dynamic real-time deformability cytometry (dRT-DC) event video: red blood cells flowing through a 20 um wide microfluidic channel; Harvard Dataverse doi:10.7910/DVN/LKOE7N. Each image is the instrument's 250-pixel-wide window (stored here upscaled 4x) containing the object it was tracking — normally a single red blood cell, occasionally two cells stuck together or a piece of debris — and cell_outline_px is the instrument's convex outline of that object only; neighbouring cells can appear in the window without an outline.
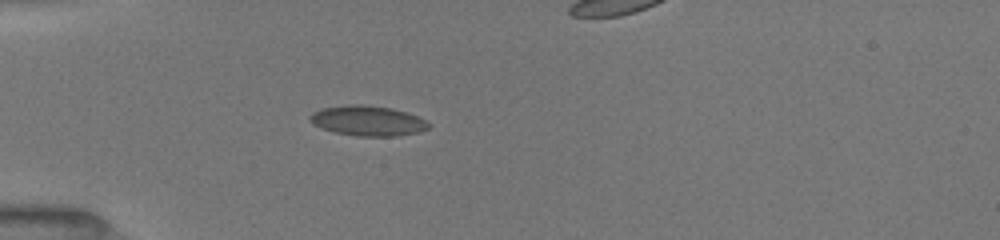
{"species": "common noctule bat (a hibernating species)", "species_latin": "Nyctalus noctula", "temperature_condition": "room temperature", "stored_images_in_passage": 18, "camera_frame_rate_fps": 3000, "um_per_image_px": 0.085, "animal": {"sex": "female", "body_mass_g": 19.5, "forearm_length_mm": 54.1}, "frame": {"image": 1, "passage_image": 1, "time_ms": 0.0, "image_size_px": [1000, 240], "cell_outline_px": [[432, 124], [428, 128], [420, 132], [396, 136], [356, 136], [336, 132], [312, 124], [308, 120], [308, 116], [312, 112], [320, 108], [348, 104], [364, 104], [392, 108], [416, 116]], "centroid_in_image_um": [31.22, 10.25], "position_along_channel_um": 53.8, "area_um2": 20.92}}
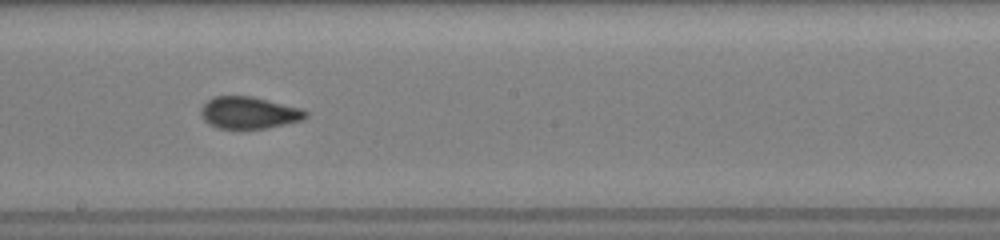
{"frame": {"image": 2, "passage_image": 6, "time_ms": 4.667, "image_size_px": [1000, 240], "cell_outline_px": [[308, 116], [304, 120], [268, 128], [220, 128], [208, 124], [200, 116], [200, 108], [208, 100], [216, 96], [252, 96], [300, 108], [308, 112]], "centroid_in_image_um": [21.16, 9.58], "position_along_channel_um": 227.0, "area_um2": 19.54}}
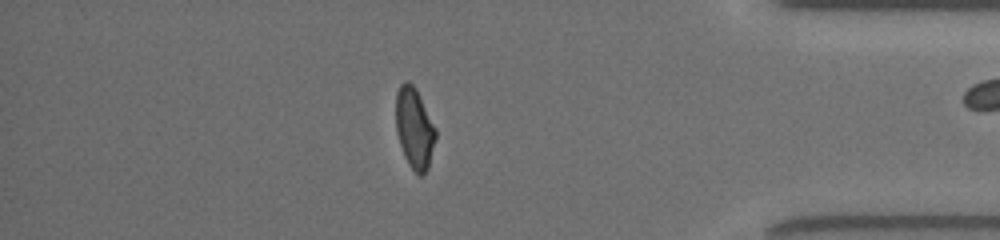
{"frame": {"image": 3, "passage_image": 17, "time_ms": 9.667, "image_size_px": [1000, 240], "cell_outline_px": [[436, 136], [428, 168], [420, 176], [408, 164], [404, 156], [396, 132], [396, 92], [400, 84], [404, 80], [408, 80], [416, 88], [436, 128]], "centroid_in_image_um": [35.21, 10.85], "position_along_channel_um": 400.0, "area_um2": 18.73}}